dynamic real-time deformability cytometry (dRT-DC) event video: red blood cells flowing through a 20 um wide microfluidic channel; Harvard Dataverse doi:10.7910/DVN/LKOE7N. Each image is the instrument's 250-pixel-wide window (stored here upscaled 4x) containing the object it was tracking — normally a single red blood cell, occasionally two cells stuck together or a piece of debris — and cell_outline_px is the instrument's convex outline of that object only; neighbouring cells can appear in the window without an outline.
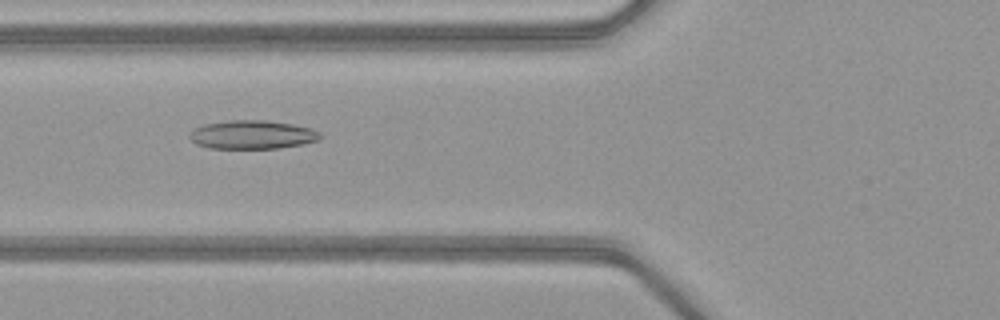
{"species": "common noctule bat (a hibernating species)", "species_latin": "Nyctalus noctula", "temperature_condition": "warm", "stored_images_in_passage": 52, "camera_frame_rate_fps": 3000, "um_per_image_px": 0.085, "animal": {"sex": "female", "body_mass_g": 21.9}, "frame": {"image": 1, "passage_image": 21, "time_ms": 6.667, "image_size_px": [1000, 320], "cell_outline_px": [[320, 136], [316, 140], [304, 144], [276, 148], [208, 148], [196, 144], [188, 136], [188, 132], [204, 124], [228, 120], [264, 120], [292, 124], [312, 128], [320, 132]], "centroid_in_image_um": [21.41, 11.44], "position_along_channel_um": 104.4, "area_um2": 21.73}}
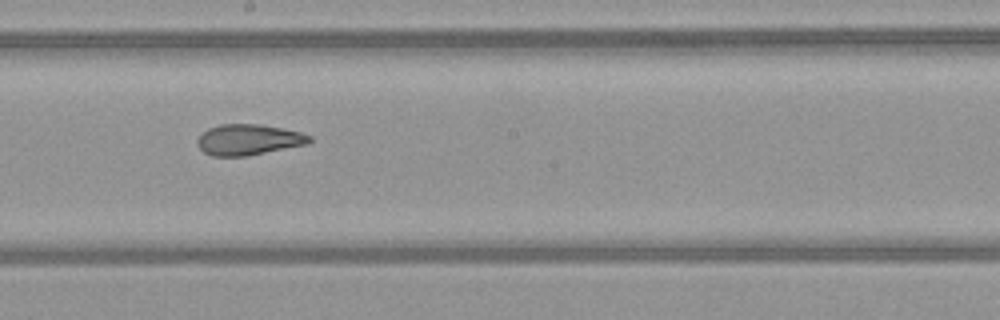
{"frame": {"image": 2, "passage_image": 30, "time_ms": 9.667, "image_size_px": [1000, 320], "cell_outline_px": [[312, 140], [308, 144], [248, 156], [212, 156], [204, 152], [196, 144], [196, 140], [208, 128], [220, 124], [260, 124], [300, 132], [312, 136]], "centroid_in_image_um": [21.13, 11.88], "position_along_channel_um": 227.1, "area_um2": 20.17}}
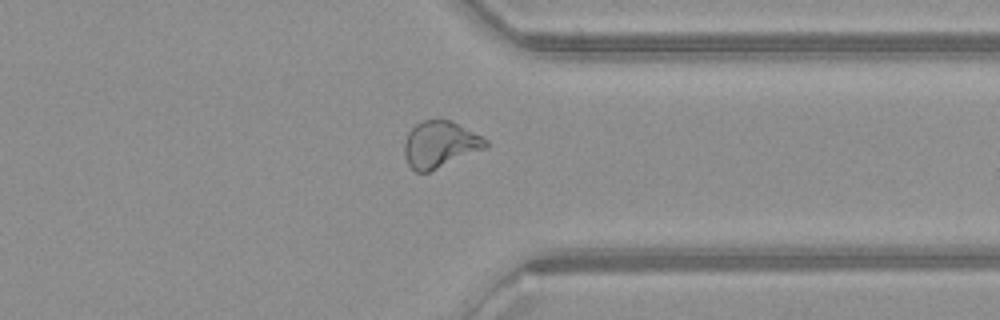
{"frame": {"image": 3, "passage_image": 41, "time_ms": 13.333, "image_size_px": [1000, 320], "cell_outline_px": [[488, 148], [428, 172], [416, 172], [408, 164], [404, 152], [404, 144], [408, 132], [420, 120], [448, 120], [488, 140]], "centroid_in_image_um": [37.39, 12.29], "position_along_channel_um": 374.0, "area_um2": 21.79}, "authors_computed_cell_mechanics": {"area_um2": 23.0044, "velocity_mm_per_s": 4.0598, "shape_relaxation_time_tau1_ms": null, "shape_relaxation_time_tau2_ms": 2.3555, "deformation_change_tau1": null, "deformation_change_tau2": 0.0887}}